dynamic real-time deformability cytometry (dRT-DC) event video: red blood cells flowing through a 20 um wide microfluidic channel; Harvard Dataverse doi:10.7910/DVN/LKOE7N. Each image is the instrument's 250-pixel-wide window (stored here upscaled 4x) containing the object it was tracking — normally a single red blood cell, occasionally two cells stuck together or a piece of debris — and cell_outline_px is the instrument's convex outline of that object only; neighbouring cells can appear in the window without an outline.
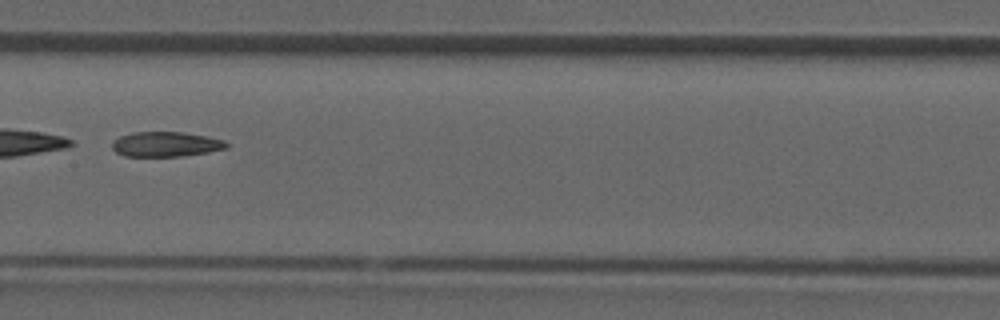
{"species": "common noctule bat (a hibernating species)", "species_latin": "Nyctalus noctula", "temperature_condition": "room temperature", "stored_images_in_passage": 28, "camera_frame_rate_fps": 3000, "um_per_image_px": 0.085, "animal": {"sex": "male", "forearm_length_mm": 52.5}, "frame": {"image": 1, "passage_image": 9, "time_ms": 2.667, "image_size_px": [1000, 320], "cell_outline_px": [[228, 148], [208, 152], [184, 156], [124, 156], [116, 152], [112, 148], [112, 140], [120, 136], [132, 132], [184, 132], [224, 140], [228, 144]], "centroid_in_image_um": [14.07, 12.26], "position_along_channel_um": 193.3, "area_um2": 16.65}}